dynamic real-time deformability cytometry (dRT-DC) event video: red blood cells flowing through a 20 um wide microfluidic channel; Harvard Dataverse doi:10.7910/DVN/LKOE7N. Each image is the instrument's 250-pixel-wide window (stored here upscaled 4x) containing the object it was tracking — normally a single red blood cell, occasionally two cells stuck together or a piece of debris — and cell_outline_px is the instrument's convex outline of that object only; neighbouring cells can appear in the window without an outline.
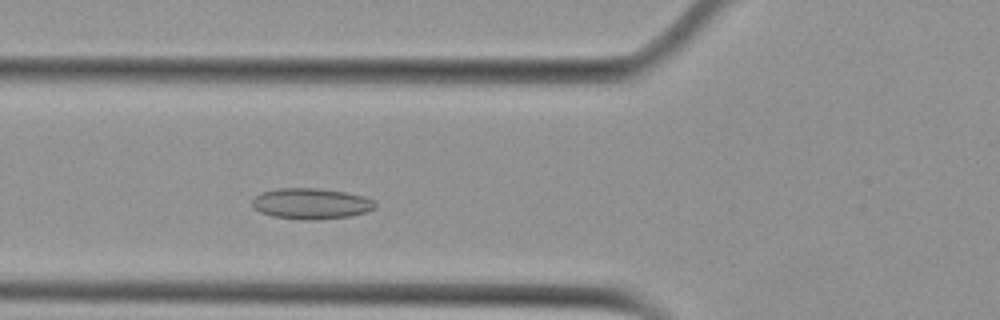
{"species": "Egyptian fruit bat (a non-hibernating species)", "species_latin": "Rousettus aegyptiacus", "temperature_condition": "cold", "stored_images_in_passage": 46, "camera_frame_rate_fps": 3000, "um_per_image_px": 0.085, "animal": {"sex": "female"}, "frame": {"image": 1, "passage_image": 10, "time_ms": 3.0, "image_size_px": [1000, 320], "cell_outline_px": [[376, 208], [368, 212], [352, 216], [312, 220], [272, 216], [260, 212], [252, 204], [252, 200], [260, 192], [276, 188], [316, 188], [344, 192], [364, 196], [372, 200], [376, 204]], "centroid_in_image_um": [26.46, 17.3], "position_along_channel_um": 99.3, "area_um2": 22.08}}
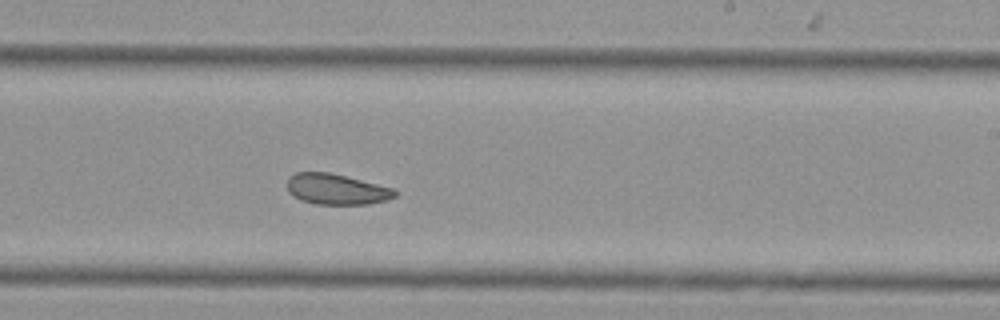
{"frame": {"image": 2, "passage_image": 23, "time_ms": 7.333, "image_size_px": [1000, 320], "cell_outline_px": [[396, 196], [388, 200], [368, 204], [316, 204], [300, 200], [288, 192], [288, 176], [296, 172], [328, 172], [396, 188]], "centroid_in_image_um": [28.62, 16.08], "position_along_channel_um": 260.4, "area_um2": 19.36}}
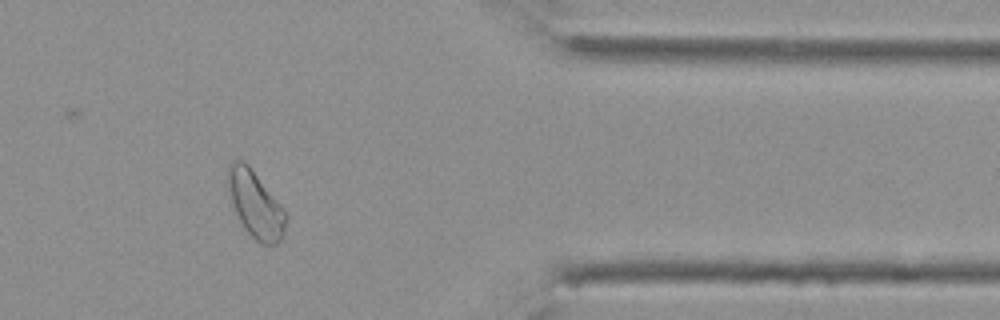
{"frame": {"image": 3, "passage_image": 35, "time_ms": 11.333, "image_size_px": [1000, 320], "cell_outline_px": [[288, 220], [284, 236], [276, 244], [260, 244], [244, 228], [228, 204], [228, 164], [232, 160], [244, 160], [248, 164], [284, 208], [288, 216]], "centroid_in_image_um": [21.7, 17.38], "position_along_channel_um": 389.7, "area_um2": 23.18}, "authors_computed_cell_mechanics": {"area_um2": 20.9525, "velocity_mm_per_s": 3.7291, "shape_relaxation_time_tau1_ms": null, "shape_relaxation_time_tau2_ms": 6.8925, "deformation_change_tau1": null, "deformation_change_tau2": 0.1326}}